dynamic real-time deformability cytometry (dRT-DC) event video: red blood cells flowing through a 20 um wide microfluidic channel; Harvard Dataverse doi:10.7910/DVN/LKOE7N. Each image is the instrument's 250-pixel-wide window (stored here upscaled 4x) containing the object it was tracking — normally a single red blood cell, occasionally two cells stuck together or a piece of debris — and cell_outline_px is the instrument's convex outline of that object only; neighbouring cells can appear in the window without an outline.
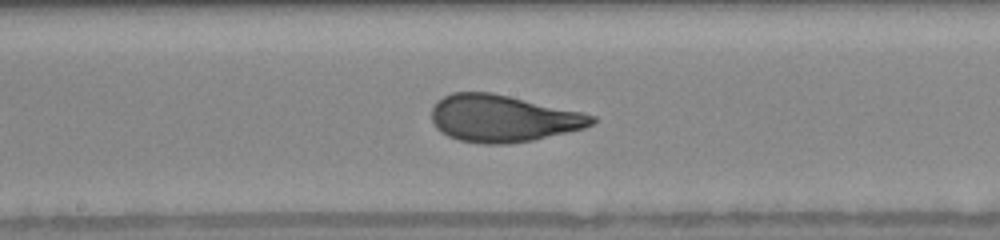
{"species": "human", "species_latin": "Homo sapiens", "temperature_condition": "warm", "stored_images_in_passage": 35, "camera_frame_rate_fps": 3000, "um_per_image_px": 0.085, "donor": {"sex": "female"}, "frame": {"image": 1, "passage_image": 16, "time_ms": 5.0, "image_size_px": [1000, 240], "cell_outline_px": [[596, 120], [592, 124], [584, 128], [532, 140], [508, 144], [488, 144], [460, 140], [448, 136], [440, 132], [432, 124], [432, 108], [436, 100], [452, 92], [492, 92], [584, 112], [596, 116]], "centroid_in_image_um": [42.73, 10.05], "position_along_channel_um": 205.5, "area_um2": 44.04}, "authors_computed_cell_mechanics": {"area_um2": 43.4656, "velocity_mm_per_s": 3.9444, "shape_relaxation_time_tau1_ms": 4.2739, "shape_relaxation_time_tau2_ms": null, "deformation_change_tau1": 0.2054, "deformation_change_tau2": null}}